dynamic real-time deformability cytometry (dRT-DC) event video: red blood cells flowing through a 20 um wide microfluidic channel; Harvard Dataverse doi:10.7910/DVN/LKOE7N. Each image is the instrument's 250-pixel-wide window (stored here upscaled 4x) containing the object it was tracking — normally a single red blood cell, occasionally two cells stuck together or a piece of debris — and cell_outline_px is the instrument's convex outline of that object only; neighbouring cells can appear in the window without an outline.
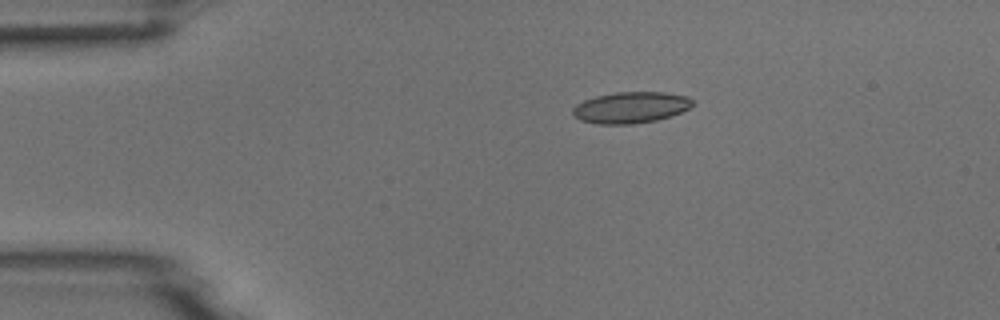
{"species": "common noctule bat (a hibernating species)", "species_latin": "Nyctalus noctula", "temperature_condition": "room temperature", "stored_images_in_passage": 9, "camera_frame_rate_fps": 3000, "um_per_image_px": 0.085, "animal": {"sex": "male", "body_mass_g": 18.8}, "frame": {"image": 1, "passage_image": 2, "time_ms": 2.333, "image_size_px": [1000, 320], "cell_outline_px": [[692, 104], [688, 108], [680, 112], [656, 120], [632, 124], [596, 124], [580, 120], [572, 112], [572, 108], [576, 104], [584, 100], [596, 96], [616, 92], [664, 92], [688, 96], [692, 100]], "centroid_in_image_um": [53.58, 9.13], "position_along_channel_um": 31.4, "area_um2": 21.68}}
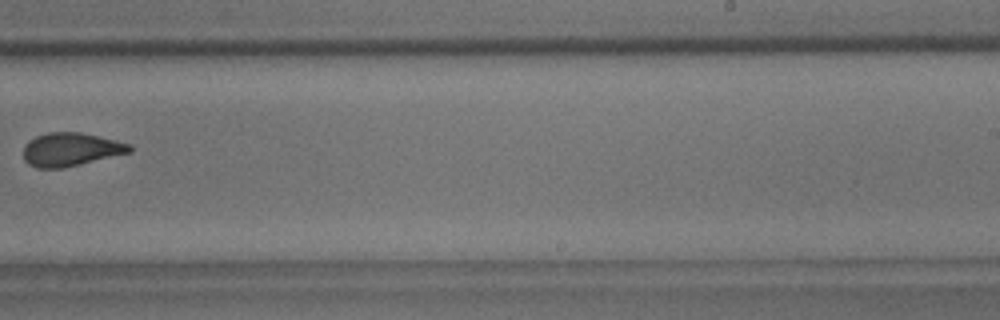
{"frame": {"image": 2, "passage_image": 9, "time_ms": 10.333, "image_size_px": [1000, 320], "cell_outline_px": [[132, 152], [64, 168], [36, 168], [28, 164], [24, 160], [24, 144], [28, 140], [36, 136], [48, 132], [80, 132], [132, 144]], "centroid_in_image_um": [6.0, 12.71], "position_along_channel_um": 283.0, "area_um2": 20.81}}